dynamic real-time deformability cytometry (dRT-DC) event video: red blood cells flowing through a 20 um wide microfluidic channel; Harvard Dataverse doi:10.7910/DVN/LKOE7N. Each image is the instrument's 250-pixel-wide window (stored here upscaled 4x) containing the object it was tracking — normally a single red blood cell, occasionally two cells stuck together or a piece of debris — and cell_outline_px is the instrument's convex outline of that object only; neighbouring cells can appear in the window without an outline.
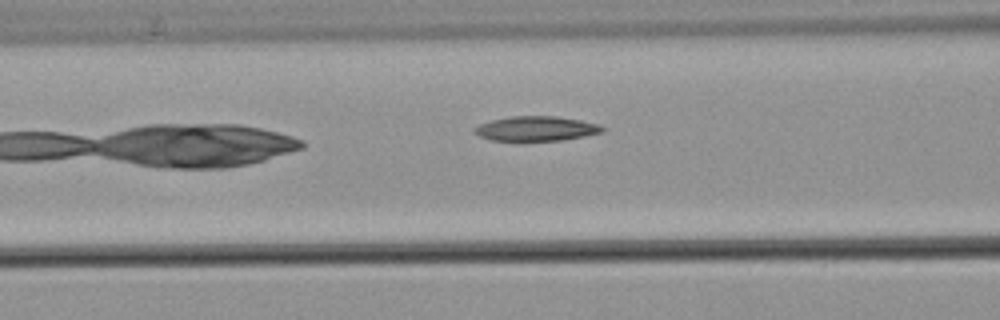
{"species": "common noctule bat (a hibernating species)", "species_latin": "Nyctalus noctula", "temperature_condition": "warm", "stored_images_in_passage": 6, "camera_frame_rate_fps": 3000, "um_per_image_px": 0.085, "animal": {"sex": "male", "body_mass_g": 21.5, "forearm_length_mm": 52.0}, "frame": {"image": 1, "passage_image": 6, "time_ms": 6.333, "image_size_px": [1000, 320], "cell_outline_px": [[604, 132], [564, 140], [492, 140], [480, 136], [472, 132], [472, 128], [480, 124], [492, 120], [512, 116], [556, 116], [580, 120], [600, 124], [604, 128]], "centroid_in_image_um": [45.58, 10.92], "position_along_channel_um": 121.0, "area_um2": 18.32}}